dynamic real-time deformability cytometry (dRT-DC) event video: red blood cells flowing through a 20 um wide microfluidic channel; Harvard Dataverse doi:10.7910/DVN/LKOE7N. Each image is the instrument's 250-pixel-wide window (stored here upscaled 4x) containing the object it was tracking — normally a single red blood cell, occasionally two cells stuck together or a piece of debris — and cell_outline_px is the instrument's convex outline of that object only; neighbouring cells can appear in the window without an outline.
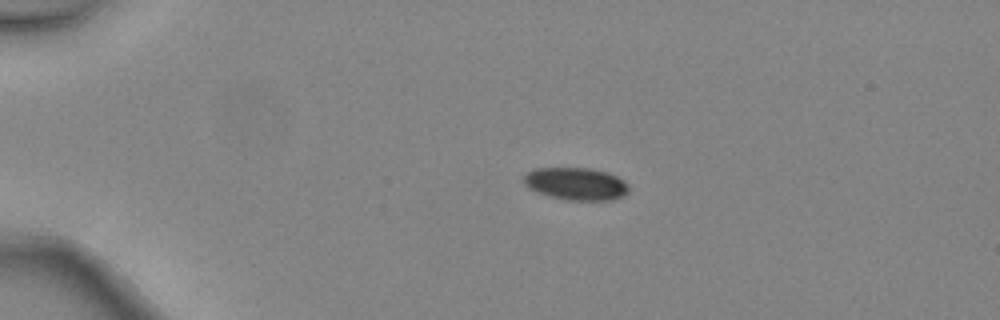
{"species": "common noctule bat (a hibernating species)", "species_latin": "Nyctalus noctula", "temperature_condition": "warm", "stored_images_in_passage": 2, "camera_frame_rate_fps": 3000, "um_per_image_px": 0.085, "animal": {"sex": "female", "body_mass_g": 24.6, "forearm_length_mm": 56.2}, "frame": {"image": 1, "passage_image": 1, "time_ms": 0.0, "image_size_px": [1000, 320], "cell_outline_px": [[628, 192], [624, 196], [612, 200], [568, 200], [548, 196], [536, 192], [528, 188], [524, 184], [524, 176], [532, 168], [592, 168], [608, 172], [624, 180], [628, 184]], "centroid_in_image_um": [48.96, 15.62], "position_along_channel_um": 36.0, "area_um2": 20.11}}